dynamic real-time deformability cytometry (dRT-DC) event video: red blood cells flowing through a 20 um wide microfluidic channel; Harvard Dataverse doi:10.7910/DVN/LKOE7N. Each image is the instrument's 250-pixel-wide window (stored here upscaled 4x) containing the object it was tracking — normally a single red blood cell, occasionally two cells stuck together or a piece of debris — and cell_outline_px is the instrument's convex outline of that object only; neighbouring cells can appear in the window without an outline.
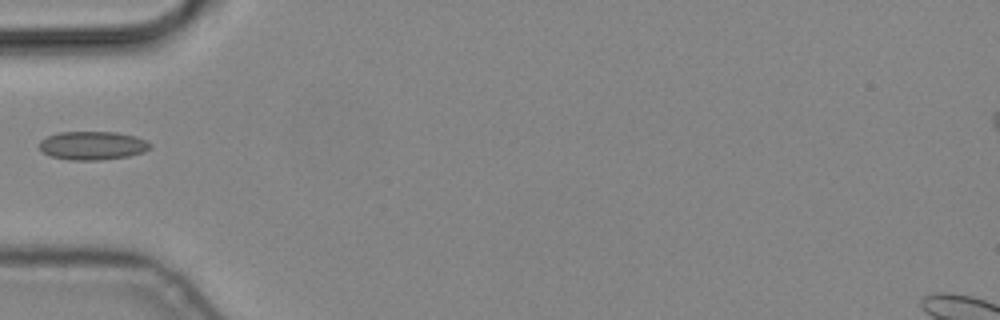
{"species": "common noctule bat (a hibernating species)", "species_latin": "Nyctalus noctula", "temperature_condition": "cold", "stored_images_in_passage": 2, "camera_frame_rate_fps": 3000, "um_per_image_px": 0.085, "animal": {"sex": "male", "body_mass_g": 19.2, "forearm_length_mm": 51.8}, "frame": {"image": 1, "passage_image": 1, "time_ms": 0.0, "image_size_px": [1000, 320], "cell_outline_px": [[152, 144], [144, 152], [128, 156], [100, 160], [68, 160], [52, 156], [44, 152], [40, 148], [40, 140], [48, 136], [60, 132], [116, 132], [136, 136]], "centroid_in_image_um": [7.87, 12.37], "position_along_channel_um": 77.1, "area_um2": 18.26}}
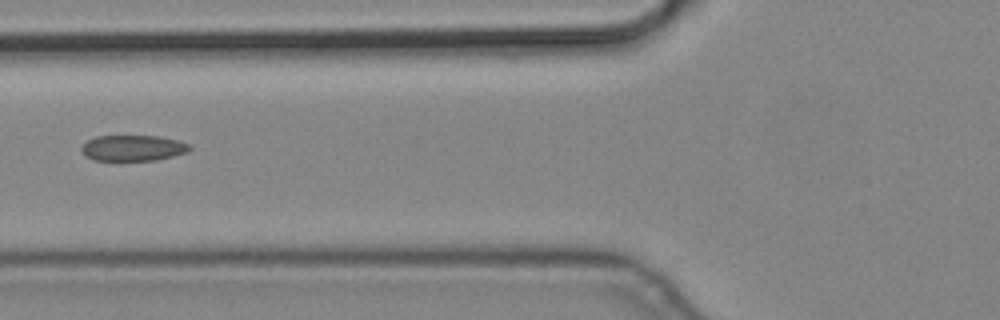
{"frame": {"image": 2, "passage_image": 2, "time_ms": 0.333, "image_size_px": [1000, 320], "cell_outline_px": [[192, 148], [188, 152], [156, 160], [92, 160], [80, 152], [80, 148], [88, 140], [96, 136], [160, 136], [176, 140], [188, 144]], "centroid_in_image_um": [11.28, 12.58], "position_along_channel_um": 114.5, "area_um2": 16.24}}